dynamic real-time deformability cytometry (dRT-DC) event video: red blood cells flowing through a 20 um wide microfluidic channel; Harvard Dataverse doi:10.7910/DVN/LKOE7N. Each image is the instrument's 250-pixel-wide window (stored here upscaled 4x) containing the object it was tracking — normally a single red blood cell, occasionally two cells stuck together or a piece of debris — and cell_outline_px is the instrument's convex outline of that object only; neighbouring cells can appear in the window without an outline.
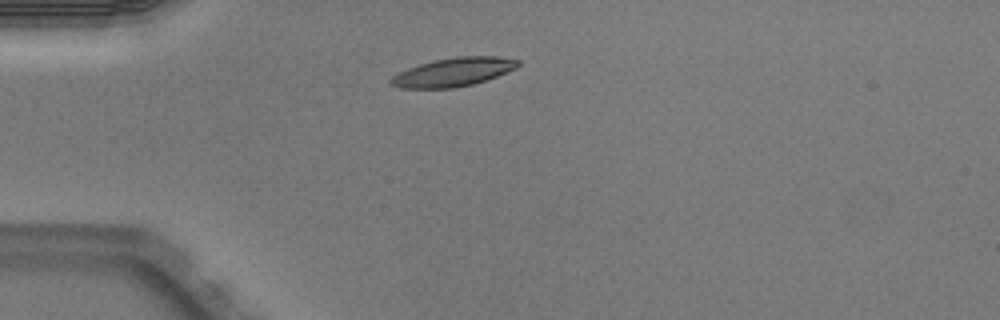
{"species": "Egyptian fruit bat (a non-hibernating species)", "species_latin": "Rousettus aegyptiacus", "temperature_condition": "warm", "stored_images_in_passage": 1, "camera_frame_rate_fps": 3000, "um_per_image_px": 0.085, "animal": {"sex": "male"}, "frame": {"image": 1, "passage_image": 1, "time_ms": 0.0, "image_size_px": [1000, 320], "cell_outline_px": [[520, 64], [516, 68], [496, 76], [472, 84], [452, 88], [400, 88], [388, 84], [388, 80], [392, 76], [408, 68], [432, 60], [456, 56], [496, 56], [520, 60]], "centroid_in_image_um": [38.5, 6.12], "position_along_channel_um": 46.5, "area_um2": 21.15}}